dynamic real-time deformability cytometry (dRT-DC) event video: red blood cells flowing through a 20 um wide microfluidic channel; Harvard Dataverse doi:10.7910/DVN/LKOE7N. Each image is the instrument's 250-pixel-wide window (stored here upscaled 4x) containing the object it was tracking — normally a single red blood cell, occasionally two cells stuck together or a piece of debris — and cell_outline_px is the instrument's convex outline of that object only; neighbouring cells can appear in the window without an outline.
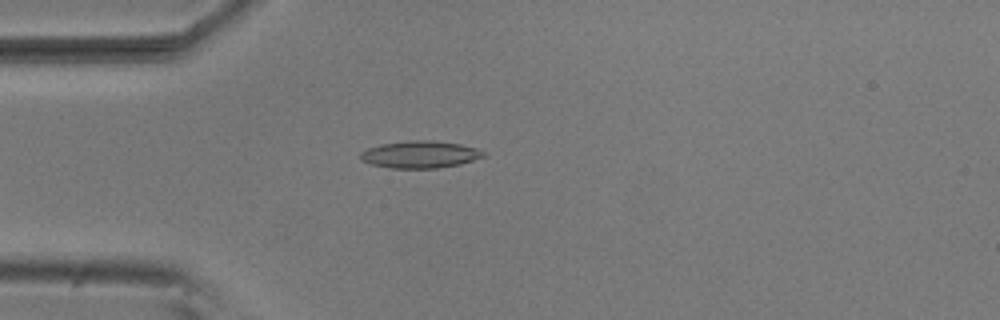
{"species": "common noctule bat (a hibernating species)", "species_latin": "Nyctalus noctula", "temperature_condition": "room temperature", "stored_images_in_passage": 2, "camera_frame_rate_fps": 3000, "um_per_image_px": 0.085, "animal": {"sex": "male", "body_mass_g": 20.5, "forearm_length_mm": 52.5}, "frame": {"image": 1, "passage_image": 2, "time_ms": 0.333, "image_size_px": [1000, 320], "cell_outline_px": [[488, 152], [484, 156], [460, 164], [436, 168], [392, 168], [372, 164], [360, 160], [360, 152], [368, 148], [380, 144], [408, 140], [432, 140], [460, 144], [476, 148]], "centroid_in_image_um": [35.7, 13.12], "position_along_channel_um": 49.3, "area_um2": 19.48}}